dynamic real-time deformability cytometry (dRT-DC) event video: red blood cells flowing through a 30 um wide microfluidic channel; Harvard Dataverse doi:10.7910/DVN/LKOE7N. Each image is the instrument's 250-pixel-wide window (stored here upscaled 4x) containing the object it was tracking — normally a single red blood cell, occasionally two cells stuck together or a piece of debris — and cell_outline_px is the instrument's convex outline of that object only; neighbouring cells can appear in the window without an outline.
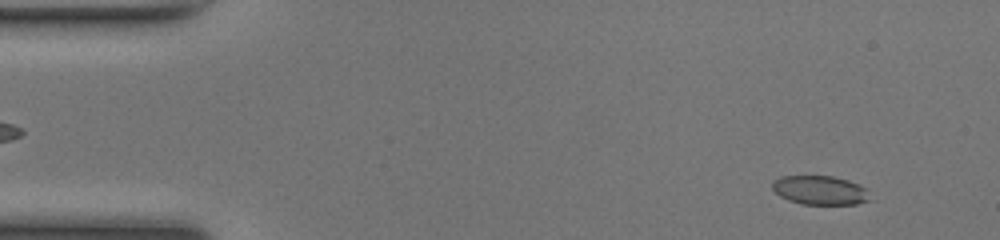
{"species": "common noctule bat (a hibernating species)", "species_latin": "Nyctalus noctula", "temperature_condition": "room temperature", "stored_images_in_passage": 49, "camera_frame_rate_fps": 3000, "um_per_image_px": 0.085, "animal": {"sex": "female", "body_mass_g": 17.0, "forearm_length_mm": 48.0}, "frame": {"image": 1, "passage_image": 4, "time_ms": 1.0, "image_size_px": [1000, 240], "cell_outline_px": [[868, 200], [856, 204], [800, 204], [788, 200], [780, 196], [772, 188], [772, 180], [780, 176], [832, 176], [848, 180], [864, 188]], "centroid_in_image_um": [69.61, 16.16], "position_along_channel_um": 15.4, "area_um2": 16.24}}
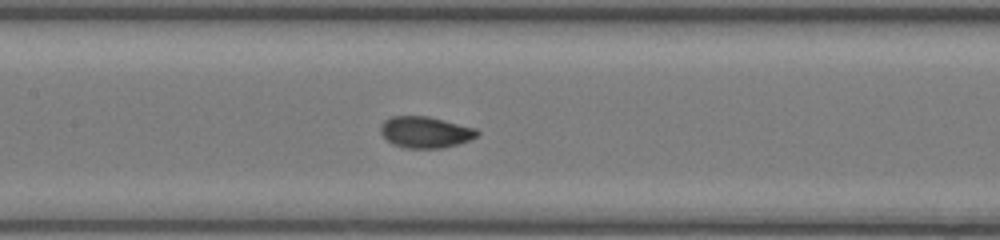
{"frame": {"image": 2, "passage_image": 23, "time_ms": 7.333, "image_size_px": [1000, 240], "cell_outline_px": [[480, 136], [456, 144], [440, 148], [404, 148], [392, 144], [380, 132], [380, 124], [384, 120], [392, 116], [428, 116], [476, 128], [480, 132]], "centroid_in_image_um": [36.15, 11.23], "position_along_channel_um": 171.3, "area_um2": 17.69}}
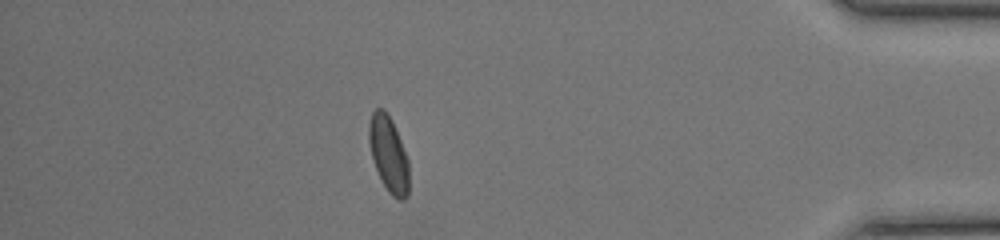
{"frame": {"image": 3, "passage_image": 43, "time_ms": 14.0, "image_size_px": [1000, 240], "cell_outline_px": [[408, 196], [404, 200], [400, 200], [392, 196], [388, 192], [372, 160], [368, 140], [368, 124], [372, 112], [376, 108], [384, 108], [392, 120], [408, 160]], "centroid_in_image_um": [33.01, 13.08], "position_along_channel_um": 402.2, "area_um2": 17.63}, "authors_computed_cell_mechanics": {"area_um2": 17.5712, "velocity_mm_per_s": 4.1792, "shape_relaxation_time_tau1_ms": 4.4608, "shape_relaxation_time_tau2_ms": null, "deformation_change_tau1": 0.1341, "deformation_change_tau2": null}}